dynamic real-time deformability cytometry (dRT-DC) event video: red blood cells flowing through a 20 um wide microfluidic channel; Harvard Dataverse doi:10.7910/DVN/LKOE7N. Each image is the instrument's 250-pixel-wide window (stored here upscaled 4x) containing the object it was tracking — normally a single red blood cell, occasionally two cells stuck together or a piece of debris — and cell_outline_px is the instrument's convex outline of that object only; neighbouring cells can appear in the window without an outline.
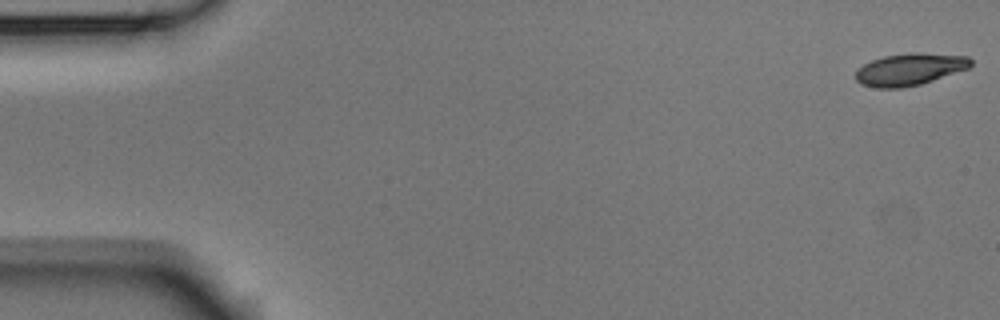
{"species": "Egyptian fruit bat (a non-hibernating species)", "species_latin": "Rousettus aegyptiacus", "temperature_condition": "room temperature", "stored_images_in_passage": 53, "camera_frame_rate_fps": 3000, "um_per_image_px": 0.085, "animal": {"sex": "male"}, "frame": {"image": 1, "passage_image": 1, "time_ms": 0.0, "image_size_px": [1000, 320], "cell_outline_px": [[972, 64], [968, 68], [920, 84], [900, 88], [876, 88], [860, 84], [856, 80], [856, 68], [872, 60], [884, 56], [912, 52], [916, 52], [968, 56], [972, 60]], "centroid_in_image_um": [77.29, 5.89], "position_along_channel_um": 7.7, "area_um2": 21.44}}
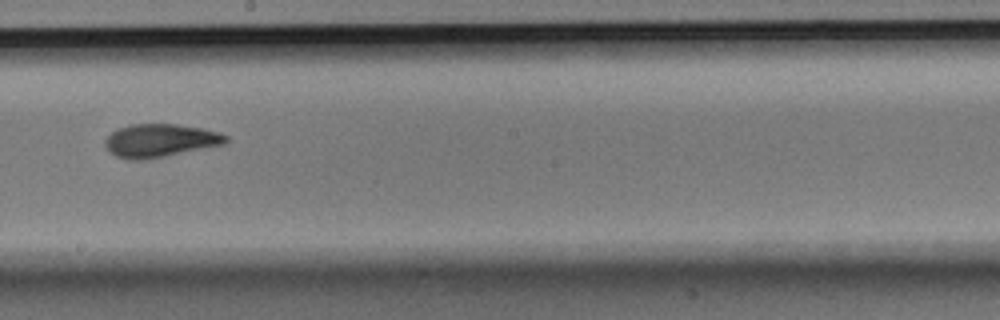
{"frame": {"image": 2, "passage_image": 30, "time_ms": 9.667, "image_size_px": [1000, 320], "cell_outline_px": [[228, 140], [224, 144], [144, 160], [128, 160], [116, 156], [104, 144], [104, 140], [116, 128], [128, 124], [176, 124], [204, 128], [228, 136]], "centroid_in_image_um": [13.58, 11.93], "position_along_channel_um": 234.6, "area_um2": 23.24}}
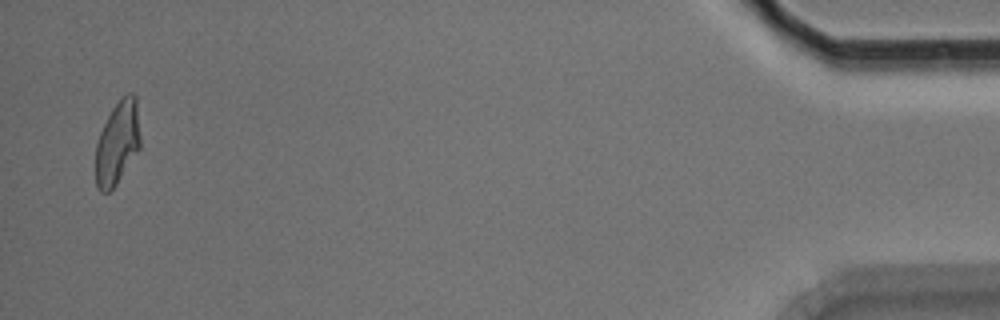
{"frame": {"image": 3, "passage_image": 52, "time_ms": 17.0, "image_size_px": [1000, 320], "cell_outline_px": [[140, 148], [116, 184], [108, 192], [100, 192], [96, 184], [96, 144], [100, 132], [112, 108], [120, 96], [128, 92], [132, 92], [136, 96], [140, 136]], "centroid_in_image_um": [9.99, 12.09], "position_along_channel_um": 425.2, "area_um2": 21.73}, "authors_computed_cell_mechanics": {"area_um2": 22.4842, "velocity_mm_per_s": 3.7738, "shape_relaxation_time_tau1_ms": 4.9566, "shape_relaxation_time_tau2_ms": 2.3286, "deformation_change_tau1": 0.1723, "deformation_change_tau2": 0.0702}}